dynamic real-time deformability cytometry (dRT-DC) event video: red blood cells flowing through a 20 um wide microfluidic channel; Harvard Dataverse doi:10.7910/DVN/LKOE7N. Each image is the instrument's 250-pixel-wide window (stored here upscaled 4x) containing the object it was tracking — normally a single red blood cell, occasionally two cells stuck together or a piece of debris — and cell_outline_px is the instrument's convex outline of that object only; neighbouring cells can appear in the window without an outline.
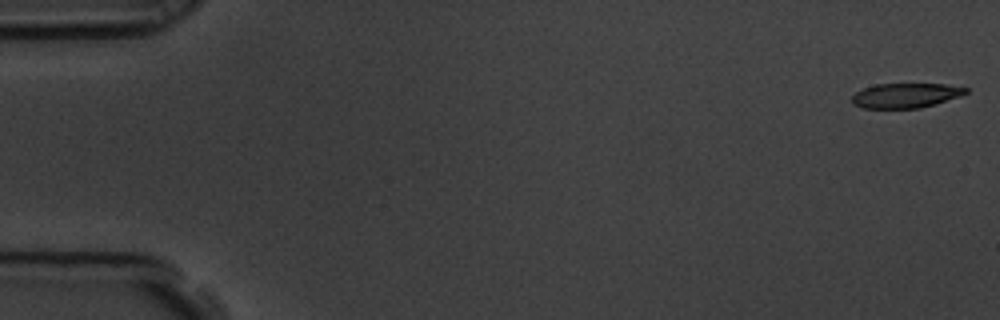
{"species": "common noctule bat (a hibernating species)", "species_latin": "Nyctalus noctula", "temperature_condition": "room temperature", "stored_images_in_passage": 5, "camera_frame_rate_fps": 3000, "um_per_image_px": 0.085, "animal": {"sex": "male", "body_mass_g": 19.5, "forearm_length_mm": 54.6}, "frame": {"image": 1, "passage_image": 1, "time_ms": 0.0, "image_size_px": [1000, 320], "cell_outline_px": [[968, 92], [960, 96], [920, 108], [864, 108], [852, 104], [852, 96], [856, 92], [864, 88], [876, 84], [944, 84], [968, 88]], "centroid_in_image_um": [76.96, 8.11], "position_along_channel_um": 8.0, "area_um2": 16.24}}
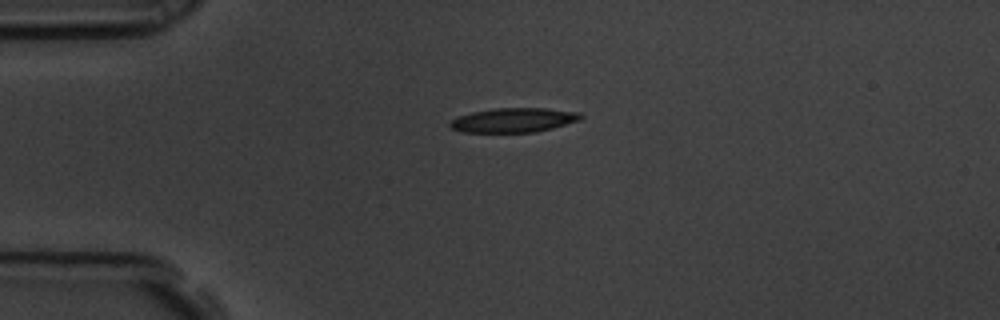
{"frame": {"image": 2, "passage_image": 4, "time_ms": 1.0, "image_size_px": [1000, 320], "cell_outline_px": [[584, 116], [580, 120], [552, 128], [536, 132], [464, 132], [452, 128], [448, 124], [452, 120], [460, 116], [472, 112], [496, 108], [548, 108], [580, 112]], "centroid_in_image_um": [43.71, 10.2], "position_along_channel_um": 41.3, "area_um2": 18.5}}